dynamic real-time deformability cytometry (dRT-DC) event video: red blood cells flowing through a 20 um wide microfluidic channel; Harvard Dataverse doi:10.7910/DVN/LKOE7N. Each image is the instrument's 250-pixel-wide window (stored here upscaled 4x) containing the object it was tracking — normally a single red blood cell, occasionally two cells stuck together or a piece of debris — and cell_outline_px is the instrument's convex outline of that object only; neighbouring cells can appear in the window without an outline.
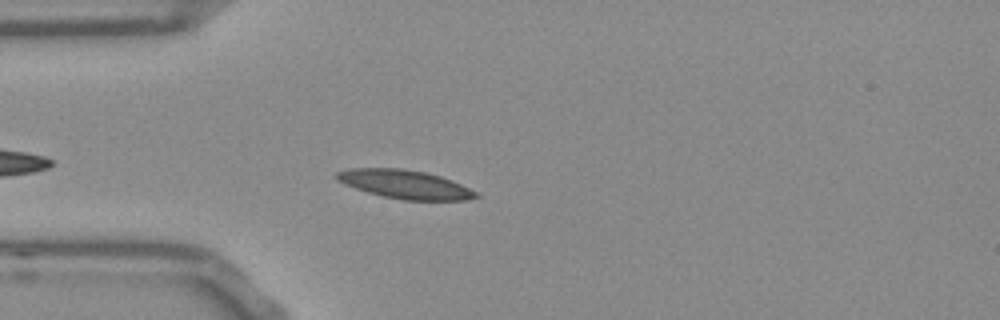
{"species": "Egyptian fruit bat (a non-hibernating species)", "species_latin": "Rousettus aegyptiacus", "temperature_condition": "room temperature", "stored_images_in_passage": 41, "camera_frame_rate_fps": 3000, "um_per_image_px": 0.085, "frame": {"image": 1, "passage_image": 5, "time_ms": 1.333, "image_size_px": [1000, 320], "cell_outline_px": [[480, 196], [464, 200], [404, 200], [384, 196], [368, 192], [344, 184], [336, 180], [332, 176], [336, 172], [348, 168], [404, 168], [424, 172], [440, 176], [452, 180], [476, 192]], "centroid_in_image_um": [34.36, 15.65], "position_along_channel_um": 50.6, "area_um2": 23.18}}
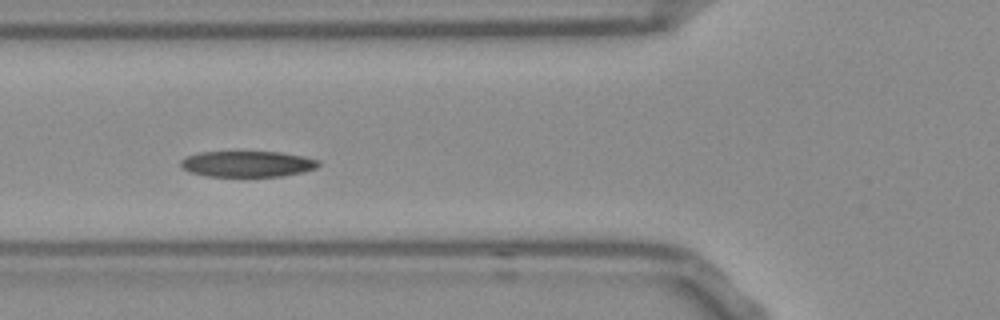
{"frame": {"image": 2, "passage_image": 10, "time_ms": 3.0, "image_size_px": [1000, 320], "cell_outline_px": [[320, 164], [316, 168], [284, 176], [204, 176], [188, 172], [180, 168], [180, 160], [188, 156], [200, 152], [280, 152], [304, 156], [320, 160]], "centroid_in_image_um": [21.0, 13.93], "position_along_channel_um": 104.8, "area_um2": 20.92}}
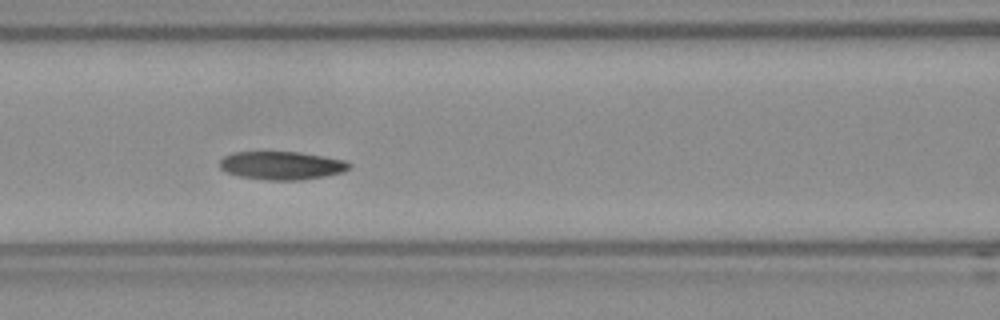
{"frame": {"image": 3, "passage_image": 13, "time_ms": 4.0, "image_size_px": [1000, 320], "cell_outline_px": [[352, 168], [344, 172], [304, 180], [264, 180], [240, 176], [228, 172], [220, 168], [220, 160], [224, 156], [232, 152], [300, 152], [344, 160], [352, 164]], "centroid_in_image_um": [23.98, 14.07], "position_along_channel_um": 142.6, "area_um2": 21.39}, "authors_computed_cell_mechanics": {"area_um2": 21.2126, "velocity_mm_per_s": 3.7432, "shape_relaxation_time_tau1_ms": 9.4665, "shape_relaxation_time_tau2_ms": 4.1511, "deformation_change_tau1": 0.1985, "deformation_change_tau2": 0.0921}}